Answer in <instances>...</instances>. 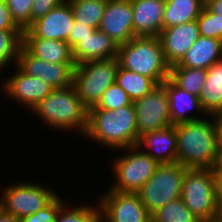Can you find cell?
Returning <instances> with one entry per match:
<instances>
[{
    "mask_svg": "<svg viewBox=\"0 0 222 222\" xmlns=\"http://www.w3.org/2000/svg\"><path fill=\"white\" fill-rule=\"evenodd\" d=\"M134 104L116 110L89 109L85 139L112 150L137 146L139 137Z\"/></svg>",
    "mask_w": 222,
    "mask_h": 222,
    "instance_id": "obj_1",
    "label": "cell"
},
{
    "mask_svg": "<svg viewBox=\"0 0 222 222\" xmlns=\"http://www.w3.org/2000/svg\"><path fill=\"white\" fill-rule=\"evenodd\" d=\"M206 118L176 124L177 162L187 168L212 169L214 166L217 129L212 115Z\"/></svg>",
    "mask_w": 222,
    "mask_h": 222,
    "instance_id": "obj_2",
    "label": "cell"
},
{
    "mask_svg": "<svg viewBox=\"0 0 222 222\" xmlns=\"http://www.w3.org/2000/svg\"><path fill=\"white\" fill-rule=\"evenodd\" d=\"M51 129L72 131L85 135L88 109L77 95L75 87L54 89L32 110Z\"/></svg>",
    "mask_w": 222,
    "mask_h": 222,
    "instance_id": "obj_3",
    "label": "cell"
},
{
    "mask_svg": "<svg viewBox=\"0 0 222 222\" xmlns=\"http://www.w3.org/2000/svg\"><path fill=\"white\" fill-rule=\"evenodd\" d=\"M117 60L121 68L149 77L157 85L170 75L159 37H133L118 46Z\"/></svg>",
    "mask_w": 222,
    "mask_h": 222,
    "instance_id": "obj_4",
    "label": "cell"
},
{
    "mask_svg": "<svg viewBox=\"0 0 222 222\" xmlns=\"http://www.w3.org/2000/svg\"><path fill=\"white\" fill-rule=\"evenodd\" d=\"M180 198L201 221L220 217L216 201V175L212 169L188 168L183 178Z\"/></svg>",
    "mask_w": 222,
    "mask_h": 222,
    "instance_id": "obj_5",
    "label": "cell"
},
{
    "mask_svg": "<svg viewBox=\"0 0 222 222\" xmlns=\"http://www.w3.org/2000/svg\"><path fill=\"white\" fill-rule=\"evenodd\" d=\"M118 67L117 58L87 61L76 65L73 86L88 110L97 106L104 91L115 83Z\"/></svg>",
    "mask_w": 222,
    "mask_h": 222,
    "instance_id": "obj_6",
    "label": "cell"
},
{
    "mask_svg": "<svg viewBox=\"0 0 222 222\" xmlns=\"http://www.w3.org/2000/svg\"><path fill=\"white\" fill-rule=\"evenodd\" d=\"M121 151L125 152L124 156L121 154L113 158L111 164L115 181L109 189L121 193H137L151 178L159 164L137 146Z\"/></svg>",
    "mask_w": 222,
    "mask_h": 222,
    "instance_id": "obj_7",
    "label": "cell"
},
{
    "mask_svg": "<svg viewBox=\"0 0 222 222\" xmlns=\"http://www.w3.org/2000/svg\"><path fill=\"white\" fill-rule=\"evenodd\" d=\"M187 169L178 162L157 166L151 178L137 192L150 214L181 197L182 182Z\"/></svg>",
    "mask_w": 222,
    "mask_h": 222,
    "instance_id": "obj_8",
    "label": "cell"
},
{
    "mask_svg": "<svg viewBox=\"0 0 222 222\" xmlns=\"http://www.w3.org/2000/svg\"><path fill=\"white\" fill-rule=\"evenodd\" d=\"M0 196V207L19 220L35 214L47 206L56 196L54 189L37 182H22L5 186Z\"/></svg>",
    "mask_w": 222,
    "mask_h": 222,
    "instance_id": "obj_9",
    "label": "cell"
},
{
    "mask_svg": "<svg viewBox=\"0 0 222 222\" xmlns=\"http://www.w3.org/2000/svg\"><path fill=\"white\" fill-rule=\"evenodd\" d=\"M99 222H150L147 211L137 193H121L106 189L99 196Z\"/></svg>",
    "mask_w": 222,
    "mask_h": 222,
    "instance_id": "obj_10",
    "label": "cell"
},
{
    "mask_svg": "<svg viewBox=\"0 0 222 222\" xmlns=\"http://www.w3.org/2000/svg\"><path fill=\"white\" fill-rule=\"evenodd\" d=\"M138 137L172 125L166 89L157 85L150 93L133 102Z\"/></svg>",
    "mask_w": 222,
    "mask_h": 222,
    "instance_id": "obj_11",
    "label": "cell"
},
{
    "mask_svg": "<svg viewBox=\"0 0 222 222\" xmlns=\"http://www.w3.org/2000/svg\"><path fill=\"white\" fill-rule=\"evenodd\" d=\"M14 67L16 71L2 83L3 92L31 112L54 88L39 77L26 74L17 65Z\"/></svg>",
    "mask_w": 222,
    "mask_h": 222,
    "instance_id": "obj_12",
    "label": "cell"
},
{
    "mask_svg": "<svg viewBox=\"0 0 222 222\" xmlns=\"http://www.w3.org/2000/svg\"><path fill=\"white\" fill-rule=\"evenodd\" d=\"M16 65L26 74L43 79L54 89L73 85L75 63H49L31 55L22 46Z\"/></svg>",
    "mask_w": 222,
    "mask_h": 222,
    "instance_id": "obj_13",
    "label": "cell"
},
{
    "mask_svg": "<svg viewBox=\"0 0 222 222\" xmlns=\"http://www.w3.org/2000/svg\"><path fill=\"white\" fill-rule=\"evenodd\" d=\"M74 16L67 1L36 19L24 30L23 38H44L67 41L74 25Z\"/></svg>",
    "mask_w": 222,
    "mask_h": 222,
    "instance_id": "obj_14",
    "label": "cell"
},
{
    "mask_svg": "<svg viewBox=\"0 0 222 222\" xmlns=\"http://www.w3.org/2000/svg\"><path fill=\"white\" fill-rule=\"evenodd\" d=\"M98 29L118 45L134 37L131 0H107Z\"/></svg>",
    "mask_w": 222,
    "mask_h": 222,
    "instance_id": "obj_15",
    "label": "cell"
},
{
    "mask_svg": "<svg viewBox=\"0 0 222 222\" xmlns=\"http://www.w3.org/2000/svg\"><path fill=\"white\" fill-rule=\"evenodd\" d=\"M199 37L196 20L162 29L159 39L166 62L170 66L178 64Z\"/></svg>",
    "mask_w": 222,
    "mask_h": 222,
    "instance_id": "obj_16",
    "label": "cell"
},
{
    "mask_svg": "<svg viewBox=\"0 0 222 222\" xmlns=\"http://www.w3.org/2000/svg\"><path fill=\"white\" fill-rule=\"evenodd\" d=\"M137 147L150 155L158 164L176 163V125H170L140 136Z\"/></svg>",
    "mask_w": 222,
    "mask_h": 222,
    "instance_id": "obj_17",
    "label": "cell"
},
{
    "mask_svg": "<svg viewBox=\"0 0 222 222\" xmlns=\"http://www.w3.org/2000/svg\"><path fill=\"white\" fill-rule=\"evenodd\" d=\"M135 36L159 37L163 29L165 0H131Z\"/></svg>",
    "mask_w": 222,
    "mask_h": 222,
    "instance_id": "obj_18",
    "label": "cell"
},
{
    "mask_svg": "<svg viewBox=\"0 0 222 222\" xmlns=\"http://www.w3.org/2000/svg\"><path fill=\"white\" fill-rule=\"evenodd\" d=\"M167 92L172 125L203 119L207 114L203 110L199 98L178 87L170 78L161 84ZM201 114L194 116L190 112ZM190 113V114H187ZM193 115V116H192ZM200 117V118H199Z\"/></svg>",
    "mask_w": 222,
    "mask_h": 222,
    "instance_id": "obj_19",
    "label": "cell"
},
{
    "mask_svg": "<svg viewBox=\"0 0 222 222\" xmlns=\"http://www.w3.org/2000/svg\"><path fill=\"white\" fill-rule=\"evenodd\" d=\"M118 46L106 33L97 29L72 48L73 60L79 65L87 61L117 58Z\"/></svg>",
    "mask_w": 222,
    "mask_h": 222,
    "instance_id": "obj_20",
    "label": "cell"
},
{
    "mask_svg": "<svg viewBox=\"0 0 222 222\" xmlns=\"http://www.w3.org/2000/svg\"><path fill=\"white\" fill-rule=\"evenodd\" d=\"M222 59V41L200 36L177 64L180 67L209 69Z\"/></svg>",
    "mask_w": 222,
    "mask_h": 222,
    "instance_id": "obj_21",
    "label": "cell"
},
{
    "mask_svg": "<svg viewBox=\"0 0 222 222\" xmlns=\"http://www.w3.org/2000/svg\"><path fill=\"white\" fill-rule=\"evenodd\" d=\"M23 47L33 56L49 63H75L66 41L23 38Z\"/></svg>",
    "mask_w": 222,
    "mask_h": 222,
    "instance_id": "obj_22",
    "label": "cell"
},
{
    "mask_svg": "<svg viewBox=\"0 0 222 222\" xmlns=\"http://www.w3.org/2000/svg\"><path fill=\"white\" fill-rule=\"evenodd\" d=\"M198 98L207 115L222 112V59L206 70L205 83Z\"/></svg>",
    "mask_w": 222,
    "mask_h": 222,
    "instance_id": "obj_23",
    "label": "cell"
},
{
    "mask_svg": "<svg viewBox=\"0 0 222 222\" xmlns=\"http://www.w3.org/2000/svg\"><path fill=\"white\" fill-rule=\"evenodd\" d=\"M205 0H165L163 29L197 20Z\"/></svg>",
    "mask_w": 222,
    "mask_h": 222,
    "instance_id": "obj_24",
    "label": "cell"
},
{
    "mask_svg": "<svg viewBox=\"0 0 222 222\" xmlns=\"http://www.w3.org/2000/svg\"><path fill=\"white\" fill-rule=\"evenodd\" d=\"M115 82L128 94L133 102L144 97L157 86L151 78L120 66L116 72Z\"/></svg>",
    "mask_w": 222,
    "mask_h": 222,
    "instance_id": "obj_25",
    "label": "cell"
},
{
    "mask_svg": "<svg viewBox=\"0 0 222 222\" xmlns=\"http://www.w3.org/2000/svg\"><path fill=\"white\" fill-rule=\"evenodd\" d=\"M74 19L84 25L98 29L107 0H66Z\"/></svg>",
    "mask_w": 222,
    "mask_h": 222,
    "instance_id": "obj_26",
    "label": "cell"
},
{
    "mask_svg": "<svg viewBox=\"0 0 222 222\" xmlns=\"http://www.w3.org/2000/svg\"><path fill=\"white\" fill-rule=\"evenodd\" d=\"M169 78L178 87L198 97L205 83L206 69L180 67L174 64L170 66Z\"/></svg>",
    "mask_w": 222,
    "mask_h": 222,
    "instance_id": "obj_27",
    "label": "cell"
},
{
    "mask_svg": "<svg viewBox=\"0 0 222 222\" xmlns=\"http://www.w3.org/2000/svg\"><path fill=\"white\" fill-rule=\"evenodd\" d=\"M23 32V29L0 30V71L8 64L16 65L23 46Z\"/></svg>",
    "mask_w": 222,
    "mask_h": 222,
    "instance_id": "obj_28",
    "label": "cell"
},
{
    "mask_svg": "<svg viewBox=\"0 0 222 222\" xmlns=\"http://www.w3.org/2000/svg\"><path fill=\"white\" fill-rule=\"evenodd\" d=\"M152 222H201L181 198L173 200L151 214Z\"/></svg>",
    "mask_w": 222,
    "mask_h": 222,
    "instance_id": "obj_29",
    "label": "cell"
},
{
    "mask_svg": "<svg viewBox=\"0 0 222 222\" xmlns=\"http://www.w3.org/2000/svg\"><path fill=\"white\" fill-rule=\"evenodd\" d=\"M55 222H99V205L95 203L91 206L85 203L76 207L70 205L69 208L65 203L60 208Z\"/></svg>",
    "mask_w": 222,
    "mask_h": 222,
    "instance_id": "obj_30",
    "label": "cell"
},
{
    "mask_svg": "<svg viewBox=\"0 0 222 222\" xmlns=\"http://www.w3.org/2000/svg\"><path fill=\"white\" fill-rule=\"evenodd\" d=\"M132 104L133 101L130 99L128 94L115 82L104 91L97 106L90 109L116 110Z\"/></svg>",
    "mask_w": 222,
    "mask_h": 222,
    "instance_id": "obj_31",
    "label": "cell"
},
{
    "mask_svg": "<svg viewBox=\"0 0 222 222\" xmlns=\"http://www.w3.org/2000/svg\"><path fill=\"white\" fill-rule=\"evenodd\" d=\"M200 36L222 41V16L210 12L206 7L197 18Z\"/></svg>",
    "mask_w": 222,
    "mask_h": 222,
    "instance_id": "obj_32",
    "label": "cell"
},
{
    "mask_svg": "<svg viewBox=\"0 0 222 222\" xmlns=\"http://www.w3.org/2000/svg\"><path fill=\"white\" fill-rule=\"evenodd\" d=\"M12 18L23 29L31 25V9L33 0H4Z\"/></svg>",
    "mask_w": 222,
    "mask_h": 222,
    "instance_id": "obj_33",
    "label": "cell"
},
{
    "mask_svg": "<svg viewBox=\"0 0 222 222\" xmlns=\"http://www.w3.org/2000/svg\"><path fill=\"white\" fill-rule=\"evenodd\" d=\"M60 198V195H57L47 206L24 217L20 222H55L60 208L66 203Z\"/></svg>",
    "mask_w": 222,
    "mask_h": 222,
    "instance_id": "obj_34",
    "label": "cell"
},
{
    "mask_svg": "<svg viewBox=\"0 0 222 222\" xmlns=\"http://www.w3.org/2000/svg\"><path fill=\"white\" fill-rule=\"evenodd\" d=\"M66 0H33L31 9V24L36 19L46 15L51 9L63 4Z\"/></svg>",
    "mask_w": 222,
    "mask_h": 222,
    "instance_id": "obj_35",
    "label": "cell"
},
{
    "mask_svg": "<svg viewBox=\"0 0 222 222\" xmlns=\"http://www.w3.org/2000/svg\"><path fill=\"white\" fill-rule=\"evenodd\" d=\"M97 29L92 28L90 26L84 25L78 21H74V25L71 28L70 35L68 40L66 41L70 48L72 49L80 40L89 36V34H93Z\"/></svg>",
    "mask_w": 222,
    "mask_h": 222,
    "instance_id": "obj_36",
    "label": "cell"
},
{
    "mask_svg": "<svg viewBox=\"0 0 222 222\" xmlns=\"http://www.w3.org/2000/svg\"><path fill=\"white\" fill-rule=\"evenodd\" d=\"M22 29L12 18L4 0H0V30Z\"/></svg>",
    "mask_w": 222,
    "mask_h": 222,
    "instance_id": "obj_37",
    "label": "cell"
},
{
    "mask_svg": "<svg viewBox=\"0 0 222 222\" xmlns=\"http://www.w3.org/2000/svg\"><path fill=\"white\" fill-rule=\"evenodd\" d=\"M215 127L217 129V143L218 147H222V112H218L212 115Z\"/></svg>",
    "mask_w": 222,
    "mask_h": 222,
    "instance_id": "obj_38",
    "label": "cell"
},
{
    "mask_svg": "<svg viewBox=\"0 0 222 222\" xmlns=\"http://www.w3.org/2000/svg\"><path fill=\"white\" fill-rule=\"evenodd\" d=\"M205 7L210 12L222 16V0H205Z\"/></svg>",
    "mask_w": 222,
    "mask_h": 222,
    "instance_id": "obj_39",
    "label": "cell"
},
{
    "mask_svg": "<svg viewBox=\"0 0 222 222\" xmlns=\"http://www.w3.org/2000/svg\"><path fill=\"white\" fill-rule=\"evenodd\" d=\"M216 201L219 211H222V175H216Z\"/></svg>",
    "mask_w": 222,
    "mask_h": 222,
    "instance_id": "obj_40",
    "label": "cell"
},
{
    "mask_svg": "<svg viewBox=\"0 0 222 222\" xmlns=\"http://www.w3.org/2000/svg\"><path fill=\"white\" fill-rule=\"evenodd\" d=\"M212 170L215 175H222V147H218L216 160Z\"/></svg>",
    "mask_w": 222,
    "mask_h": 222,
    "instance_id": "obj_41",
    "label": "cell"
},
{
    "mask_svg": "<svg viewBox=\"0 0 222 222\" xmlns=\"http://www.w3.org/2000/svg\"><path fill=\"white\" fill-rule=\"evenodd\" d=\"M0 222H20V220L0 207Z\"/></svg>",
    "mask_w": 222,
    "mask_h": 222,
    "instance_id": "obj_42",
    "label": "cell"
},
{
    "mask_svg": "<svg viewBox=\"0 0 222 222\" xmlns=\"http://www.w3.org/2000/svg\"><path fill=\"white\" fill-rule=\"evenodd\" d=\"M201 222H222V218L219 217V218H216V219H213V220H206V221H201Z\"/></svg>",
    "mask_w": 222,
    "mask_h": 222,
    "instance_id": "obj_43",
    "label": "cell"
}]
</instances>
